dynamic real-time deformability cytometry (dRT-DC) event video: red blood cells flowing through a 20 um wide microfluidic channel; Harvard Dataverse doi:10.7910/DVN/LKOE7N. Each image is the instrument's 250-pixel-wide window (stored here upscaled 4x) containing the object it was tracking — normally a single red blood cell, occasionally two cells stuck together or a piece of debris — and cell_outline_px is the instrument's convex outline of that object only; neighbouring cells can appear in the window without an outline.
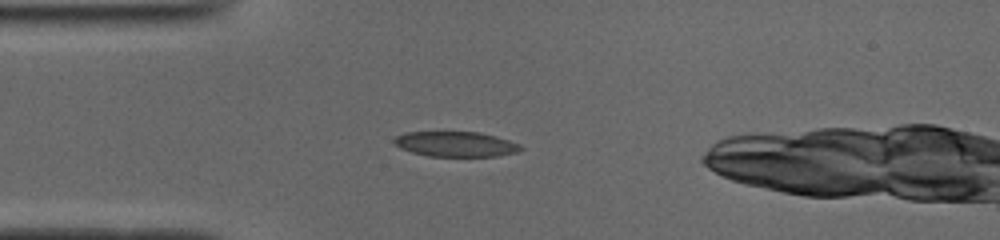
{"species": "common noctule bat (a hibernating species)", "species_latin": "Nyctalus noctula", "temperature_condition": "cold", "stored_images_in_passage": 42, "camera_frame_rate_fps": 3000, "um_per_image_px": 0.085, "animal": {"sex": "male", "body_mass_g": 19.0, "forearm_length_mm": 50.8}, "frame": {"image": 1, "passage_image": 6, "time_ms": 1.667, "image_size_px": [1000, 240], "cell_outline_px": [[524, 148], [516, 152], [496, 156], [428, 156], [412, 152], [400, 148], [392, 140], [396, 136], [408, 132], [480, 132], [508, 140], [520, 144]], "centroid_in_image_um": [38.73, 12.25], "position_along_channel_um": 46.3, "area_um2": 18.38}}
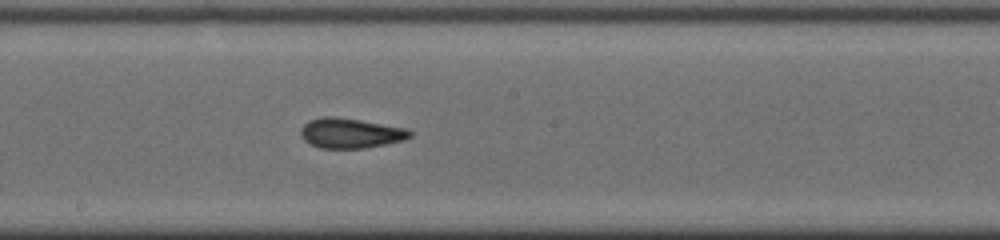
{"frame": {"image": 2, "passage_image": 20, "time_ms": 6.333, "image_size_px": [1000, 240], "cell_outline_px": [[412, 136], [404, 140], [364, 148], [320, 148], [304, 140], [300, 132], [300, 128], [308, 120], [324, 116], [332, 116], [360, 120], [408, 128], [412, 132]], "centroid_in_image_um": [29.8, 11.31], "position_along_channel_um": 218.4, "area_um2": 19.07}}
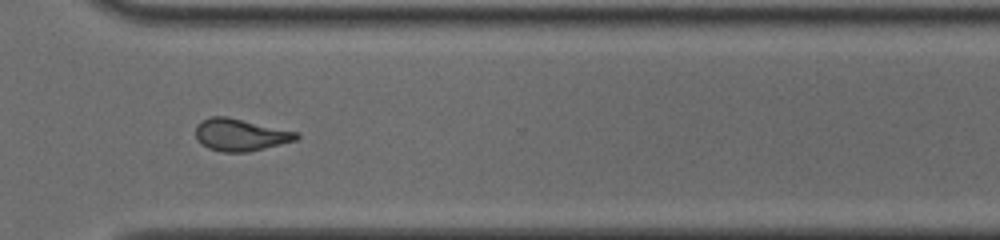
{"frame": {"image": 3, "passage_image": 30, "time_ms": 9.667, "image_size_px": [1000, 240], "cell_outline_px": [[300, 136], [296, 140], [248, 152], [224, 152], [208, 148], [196, 136], [196, 124], [212, 116], [228, 116], [300, 132]], "centroid_in_image_um": [20.48, 11.44], "position_along_channel_um": 350.1, "area_um2": 18.84}}